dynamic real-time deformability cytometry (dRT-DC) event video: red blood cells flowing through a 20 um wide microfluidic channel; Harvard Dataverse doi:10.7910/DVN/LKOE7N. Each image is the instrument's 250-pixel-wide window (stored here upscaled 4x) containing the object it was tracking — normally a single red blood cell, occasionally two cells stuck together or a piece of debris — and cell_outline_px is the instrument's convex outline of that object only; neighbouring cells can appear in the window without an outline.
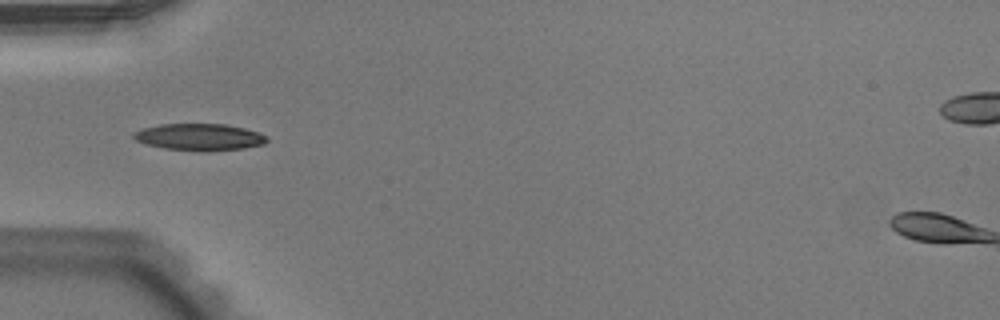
{"species": "Egyptian fruit bat (a non-hibernating species)", "species_latin": "Rousettus aegyptiacus", "temperature_condition": "warm", "stored_images_in_passage": 29, "camera_frame_rate_fps": 3000, "um_per_image_px": 0.085, "animal": {"sex": "male"}, "frame": {"image": 1, "passage_image": 1, "time_ms": 0.0, "image_size_px": [1000, 320], "cell_outline_px": [[268, 140], [264, 144], [244, 148], [208, 152], [200, 152], [164, 148], [148, 144], [136, 140], [132, 136], [136, 132], [144, 128], [160, 124], [224, 124], [244, 128], [256, 132], [264, 136]], "centroid_in_image_um": [16.96, 11.66], "position_along_channel_um": 68.0, "area_um2": 20.69}}
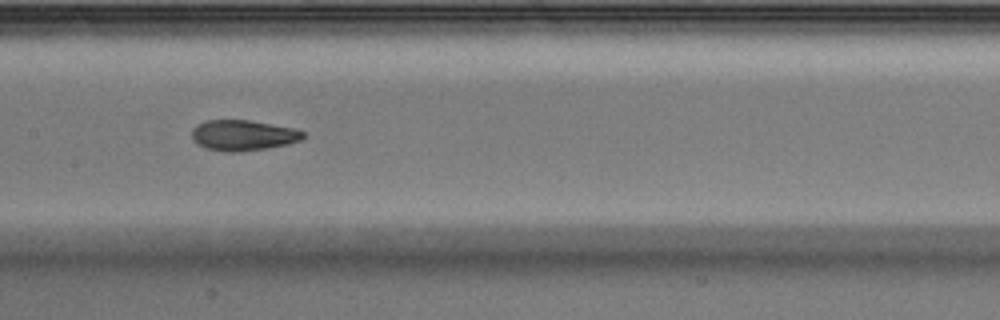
{"frame": {"image": 2, "passage_image": 10, "time_ms": 3.0, "image_size_px": [1000, 320], "cell_outline_px": [[304, 136], [300, 140], [288, 144], [268, 148], [240, 152], [224, 152], [204, 148], [192, 140], [192, 128], [196, 124], [204, 120], [248, 120], [292, 128], [304, 132]], "centroid_in_image_um": [20.6, 11.51], "position_along_channel_um": 186.8, "area_um2": 19.94}}
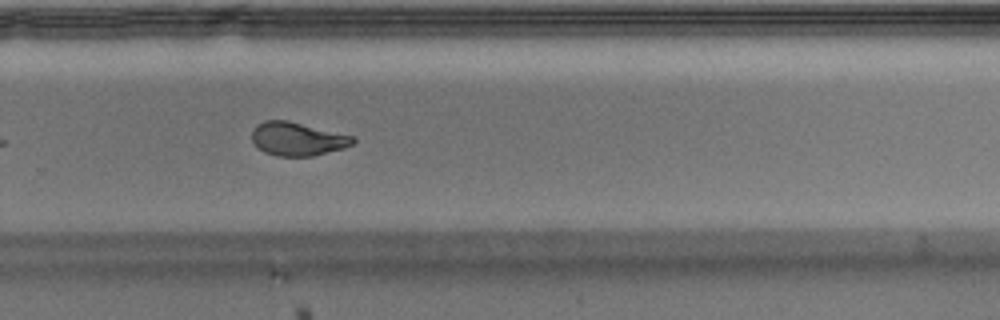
{"frame": {"image": 3, "passage_image": 19, "time_ms": 6.0, "image_size_px": [1000, 320], "cell_outline_px": [[356, 140], [352, 144], [344, 148], [312, 156], [276, 156], [264, 152], [252, 140], [252, 132], [256, 124], [264, 120], [288, 120], [352, 136]], "centroid_in_image_um": [25.26, 11.8], "position_along_channel_um": 304.5, "area_um2": 19.54}, "authors_computed_cell_mechanics": {"area_um2": 20.1144, "velocity_mm_per_s": 3.9416, "shape_relaxation_time_tau1_ms": null, "shape_relaxation_time_tau2_ms": 1.4747, "deformation_change_tau1": null, "deformation_change_tau2": 0.0709}}